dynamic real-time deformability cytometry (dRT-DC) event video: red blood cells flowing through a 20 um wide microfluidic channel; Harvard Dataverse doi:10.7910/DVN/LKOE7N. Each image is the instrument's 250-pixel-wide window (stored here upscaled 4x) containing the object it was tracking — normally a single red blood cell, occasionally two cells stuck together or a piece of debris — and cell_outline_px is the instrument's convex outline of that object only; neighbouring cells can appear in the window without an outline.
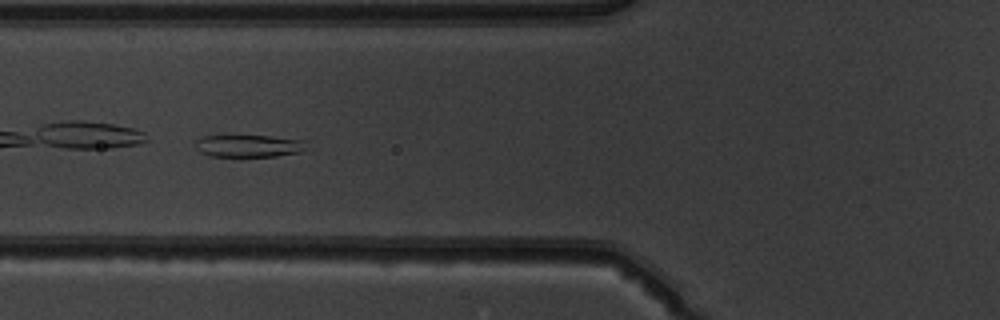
{"species": "common noctule bat (a hibernating species)", "species_latin": "Nyctalus noctula", "temperature_condition": "warm", "stored_images_in_passage": 33, "camera_frame_rate_fps": 3000, "um_per_image_px": 0.085, "animal": {"sex": "male", "body_mass_g": 19.5, "forearm_length_mm": 54.6}, "frame": {"image": 1, "passage_image": 19, "time_ms": 6.0, "image_size_px": [1000, 320], "cell_outline_px": [[312, 148], [300, 152], [276, 156], [208, 156], [200, 152], [196, 148], [196, 140], [204, 136], [272, 136], [304, 140]], "centroid_in_image_um": [21.23, 12.4], "position_along_channel_um": 104.6, "area_um2": 14.57}}